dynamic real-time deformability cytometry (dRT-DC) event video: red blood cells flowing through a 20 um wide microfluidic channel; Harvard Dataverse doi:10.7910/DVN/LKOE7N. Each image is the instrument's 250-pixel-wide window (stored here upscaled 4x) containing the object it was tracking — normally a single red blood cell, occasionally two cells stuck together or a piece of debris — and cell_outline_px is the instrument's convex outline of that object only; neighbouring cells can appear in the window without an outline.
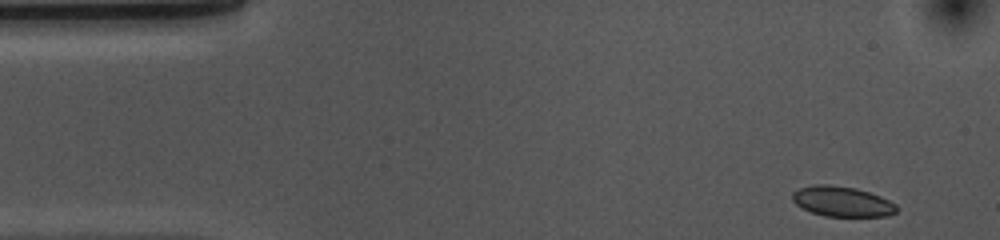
{"species": "common noctule bat (a hibernating species)", "species_latin": "Nyctalus noctula", "temperature_condition": "cold", "stored_images_in_passage": 50, "camera_frame_rate_fps": 3000, "um_per_image_px": 0.085, "animal": {"sex": "female", "body_mass_g": 10.0, "forearm_length_mm": 53.1}, "frame": {"image": 1, "passage_image": 1, "time_ms": 0.0, "image_size_px": [1000, 240], "cell_outline_px": [[896, 212], [888, 216], [824, 216], [812, 212], [796, 204], [792, 200], [792, 192], [800, 188], [816, 184], [828, 184], [856, 188], [880, 196], [896, 204]], "centroid_in_image_um": [71.57, 17.12], "position_along_channel_um": 13.4, "area_um2": 18.21}}
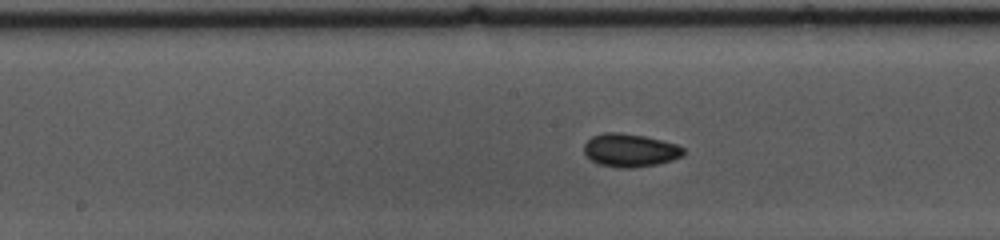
{"frame": {"image": 2, "passage_image": 23, "time_ms": 7.333, "image_size_px": [1000, 240], "cell_outline_px": [[684, 156], [672, 160], [656, 164], [632, 168], [620, 168], [600, 164], [592, 160], [584, 152], [584, 144], [592, 136], [604, 132], [620, 132], [644, 136], [676, 144], [684, 148]], "centroid_in_image_um": [53.56, 12.77], "position_along_channel_um": 194.6, "area_um2": 19.13}}
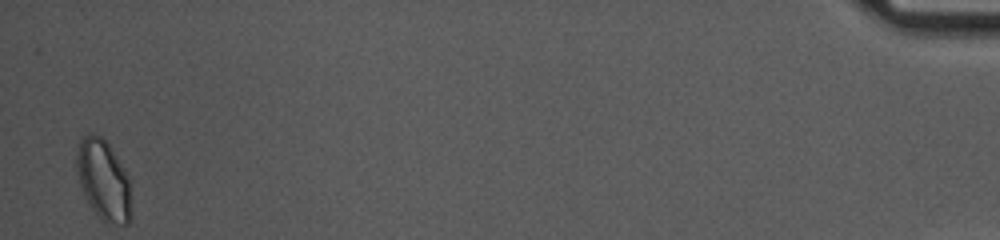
{"frame": {"image": 3, "passage_image": 50, "time_ms": 16.333, "image_size_px": [1000, 240], "cell_outline_px": [[132, 220], [128, 224], [108, 224], [88, 204], [84, 196], [76, 172], [76, 152], [80, 140], [88, 132], [96, 132], [112, 148], [128, 176], [132, 216]], "centroid_in_image_um": [8.79, 15.29], "position_along_channel_um": 426.4, "area_um2": 25.84}, "authors_computed_cell_mechanics": {"area_um2": 18.5538, "velocity_mm_per_s": 3.6495, "shape_relaxation_time_tau1_ms": 2.8663, "shape_relaxation_time_tau2_ms": 4.5269, "deformation_change_tau1": 0.0633, "deformation_change_tau2": 0.0585}}